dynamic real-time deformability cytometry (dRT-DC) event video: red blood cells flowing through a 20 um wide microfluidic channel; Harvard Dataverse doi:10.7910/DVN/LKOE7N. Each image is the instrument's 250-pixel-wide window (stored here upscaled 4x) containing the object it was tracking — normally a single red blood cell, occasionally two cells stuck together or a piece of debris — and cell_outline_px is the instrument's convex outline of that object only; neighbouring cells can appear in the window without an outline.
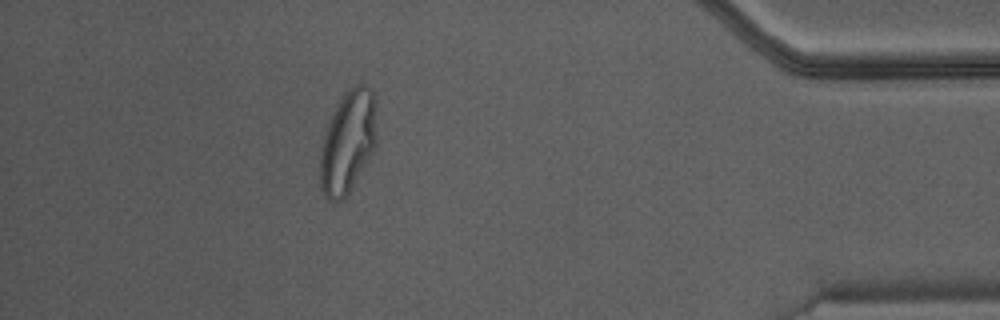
{"species": "Egyptian fruit bat (a non-hibernating species)", "species_latin": "Rousettus aegyptiacus", "temperature_condition": "warm", "stored_images_in_passage": 33, "camera_frame_rate_fps": 3000, "um_per_image_px": 0.085, "animal": {"sex": "male"}, "frame": {"image": 1, "passage_image": 28, "time_ms": 9.0, "image_size_px": [1000, 320], "cell_outline_px": [[376, 148], [344, 200], [336, 204], [328, 200], [324, 196], [320, 184], [320, 152], [324, 136], [336, 104], [344, 92], [348, 88], [360, 80], [372, 88], [376, 100]], "centroid_in_image_um": [29.59, 12.03], "position_along_channel_um": 405.6, "area_um2": 34.68}}